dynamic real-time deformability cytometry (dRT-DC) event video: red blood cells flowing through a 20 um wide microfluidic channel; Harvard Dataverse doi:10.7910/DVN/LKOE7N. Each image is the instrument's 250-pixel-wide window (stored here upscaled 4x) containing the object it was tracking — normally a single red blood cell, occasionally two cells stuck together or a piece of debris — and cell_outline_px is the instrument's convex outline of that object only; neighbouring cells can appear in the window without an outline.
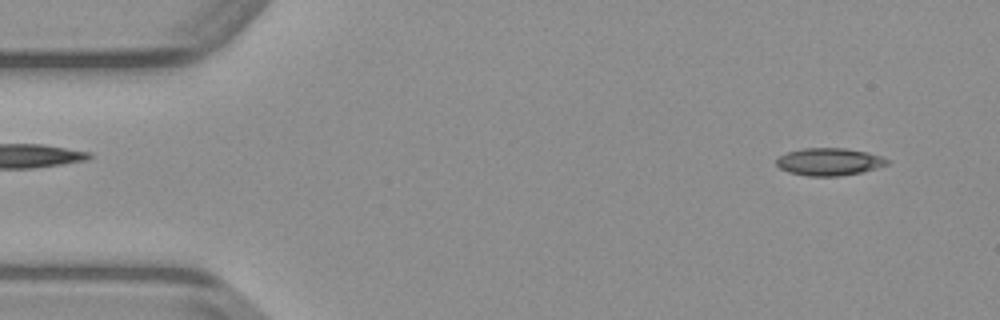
{"species": "common noctule bat (a hibernating species)", "species_latin": "Nyctalus noctula", "temperature_condition": "warm", "stored_images_in_passage": 45, "camera_frame_rate_fps": 3000, "um_per_image_px": 0.085, "animal": {"sex": "male", "body_mass_g": 23.1, "forearm_length_mm": 52.7}, "frame": {"image": 1, "passage_image": 3, "time_ms": 0.667, "image_size_px": [1000, 320], "cell_outline_px": [[892, 160], [888, 164], [876, 168], [860, 172], [836, 176], [808, 176], [788, 172], [780, 168], [776, 164], [776, 160], [780, 156], [788, 152], [804, 148], [844, 148], [868, 152]], "centroid_in_image_um": [70.49, 13.74], "position_along_channel_um": 14.5, "area_um2": 17.63}}
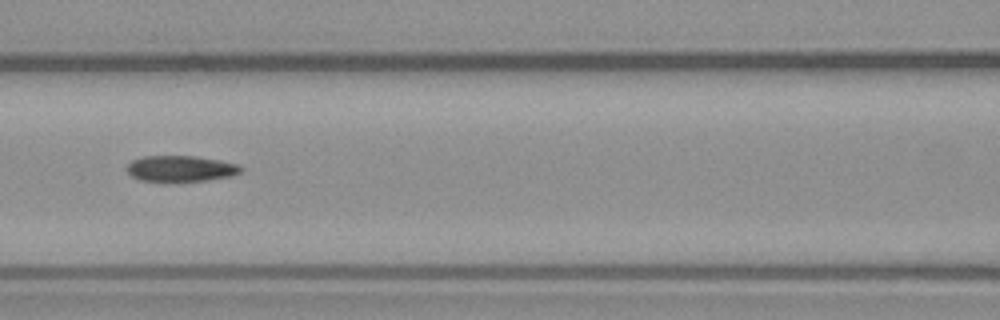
{"frame": {"image": 2, "passage_image": 20, "time_ms": 6.333, "image_size_px": [1000, 320], "cell_outline_px": [[244, 168], [240, 172], [232, 176], [204, 180], [164, 184], [140, 180], [132, 176], [124, 168], [132, 160], [144, 156], [196, 156], [220, 160], [240, 164]], "centroid_in_image_um": [15.33, 14.36], "position_along_channel_um": 151.3, "area_um2": 17.98}}
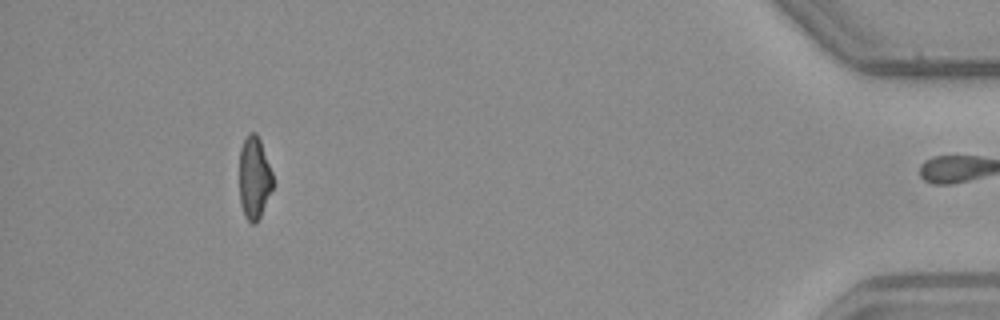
{"frame": {"image": 3, "passage_image": 44, "time_ms": 14.333, "image_size_px": [1000, 320], "cell_outline_px": [[272, 188], [260, 216], [256, 224], [252, 224], [244, 216], [240, 204], [240, 148], [248, 132], [256, 132], [260, 140], [272, 172]], "centroid_in_image_um": [21.59, 15.11], "position_along_channel_um": 413.6, "area_um2": 15.95}}